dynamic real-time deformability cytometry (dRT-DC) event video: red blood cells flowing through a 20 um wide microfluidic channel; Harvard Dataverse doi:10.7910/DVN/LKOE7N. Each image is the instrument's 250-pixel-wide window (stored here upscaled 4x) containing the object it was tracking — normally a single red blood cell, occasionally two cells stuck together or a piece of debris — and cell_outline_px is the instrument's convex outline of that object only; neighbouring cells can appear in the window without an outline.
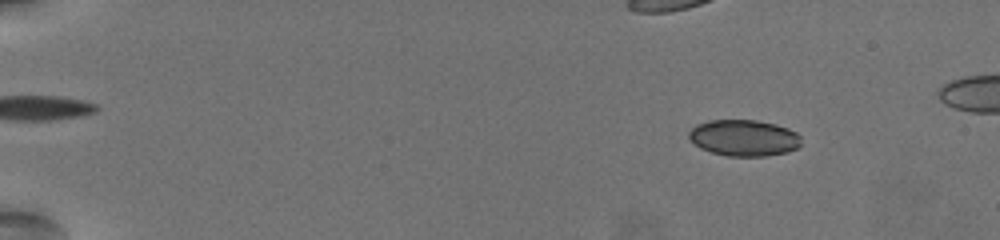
{"species": "common noctule bat (a hibernating species)", "species_latin": "Nyctalus noctula", "temperature_condition": "warm", "stored_images_in_passage": 62, "camera_frame_rate_fps": 3000, "um_per_image_px": 0.085, "animal": {"sex": "female", "body_mass_g": 19.5, "forearm_length_mm": 54.1}, "frame": {"image": 1, "passage_image": 9, "time_ms": 2.667, "image_size_px": [1000, 240], "cell_outline_px": [[800, 144], [796, 148], [788, 152], [764, 156], [728, 156], [712, 152], [700, 148], [688, 136], [688, 132], [696, 124], [708, 120], [756, 120], [776, 124], [788, 128], [796, 132], [800, 136]], "centroid_in_image_um": [63.23, 11.71], "position_along_channel_um": 21.8, "area_um2": 23.76}}
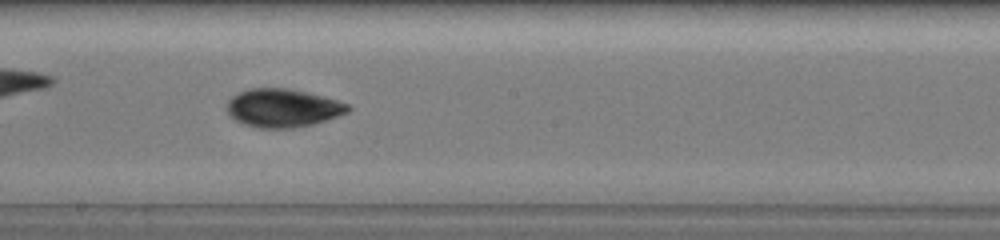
{"frame": {"image": 2, "passage_image": 38, "time_ms": 12.333, "image_size_px": [1000, 240], "cell_outline_px": [[352, 108], [348, 112], [312, 124], [292, 128], [256, 128], [244, 124], [228, 116], [228, 100], [232, 96], [248, 88], [288, 88], [308, 92], [324, 96], [348, 104]], "centroid_in_image_um": [24.02, 9.17], "position_along_channel_um": 224.2, "area_um2": 26.99}}
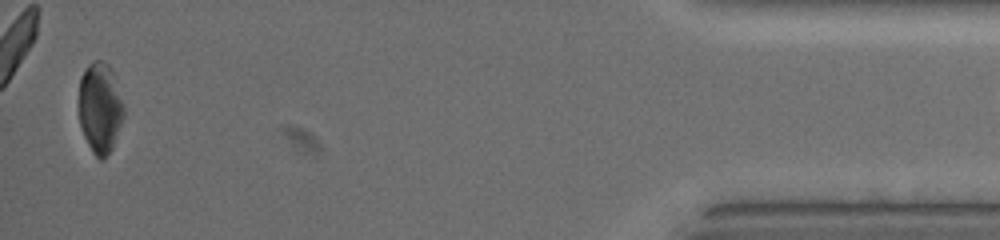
{"frame": {"image": 3, "passage_image": 61, "time_ms": 20.0, "image_size_px": [1000, 240], "cell_outline_px": [[124, 116], [112, 148], [104, 160], [100, 160], [92, 152], [80, 128], [80, 76], [88, 64], [92, 60], [104, 60], [108, 64], [112, 72], [124, 108]], "centroid_in_image_um": [8.5, 9.17], "position_along_channel_um": 426.7, "area_um2": 23.52}}